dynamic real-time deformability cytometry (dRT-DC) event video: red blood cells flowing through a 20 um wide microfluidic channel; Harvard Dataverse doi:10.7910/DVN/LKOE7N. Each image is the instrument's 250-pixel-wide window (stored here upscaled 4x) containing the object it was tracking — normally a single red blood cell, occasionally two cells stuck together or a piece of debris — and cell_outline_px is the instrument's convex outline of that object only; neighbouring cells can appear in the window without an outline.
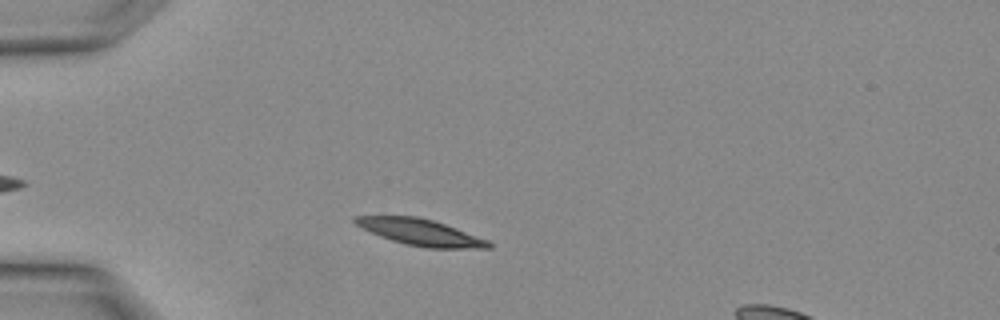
{"species": "Egyptian fruit bat (a non-hibernating species)", "species_latin": "Rousettus aegyptiacus", "temperature_condition": "warm", "stored_images_in_passage": 1, "camera_frame_rate_fps": 3000, "um_per_image_px": 0.085, "animal": {"sex": "female"}, "frame": {"image": 1, "passage_image": 1, "time_ms": 0.0, "image_size_px": [1000, 320], "cell_outline_px": [[492, 248], [428, 248], [408, 244], [392, 240], [380, 236], [356, 224], [352, 220], [352, 216], [416, 216], [432, 220], [444, 224], [488, 240], [492, 244]], "centroid_in_image_um": [35.74, 19.74], "position_along_channel_um": 49.3, "area_um2": 20.06}}